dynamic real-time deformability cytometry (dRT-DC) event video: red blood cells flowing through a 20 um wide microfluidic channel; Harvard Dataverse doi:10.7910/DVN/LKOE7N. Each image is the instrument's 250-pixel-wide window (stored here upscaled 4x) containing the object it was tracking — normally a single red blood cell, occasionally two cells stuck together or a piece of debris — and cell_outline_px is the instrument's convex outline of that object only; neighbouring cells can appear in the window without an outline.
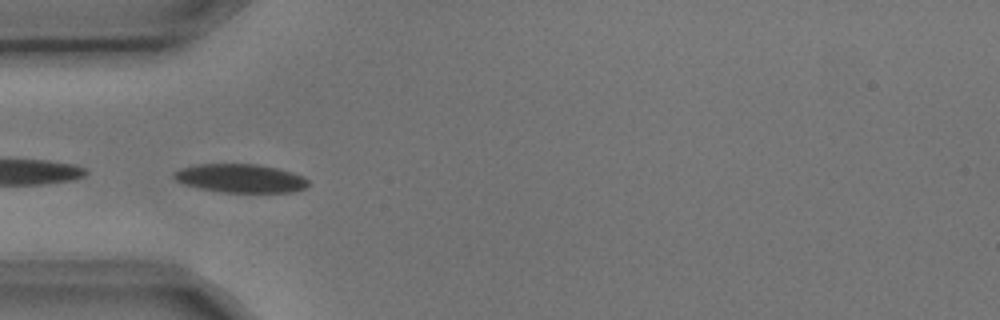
{"species": "common noctule bat (a hibernating species)", "species_latin": "Nyctalus noctula", "temperature_condition": "cold", "stored_images_in_passage": 8, "camera_frame_rate_fps": 3000, "um_per_image_px": 0.085, "animal": {"sex": "male", "body_mass_g": 17.9, "forearm_length_mm": 54.2}, "frame": {"image": 1, "passage_image": 3, "time_ms": 0.667, "image_size_px": [1000, 320], "cell_outline_px": [[308, 188], [292, 192], [220, 192], [200, 188], [184, 184], [176, 180], [172, 176], [172, 172], [180, 168], [196, 164], [256, 164], [276, 168], [292, 172], [304, 176], [308, 180]], "centroid_in_image_um": [20.43, 15.15], "position_along_channel_um": 64.6, "area_um2": 22.48}}
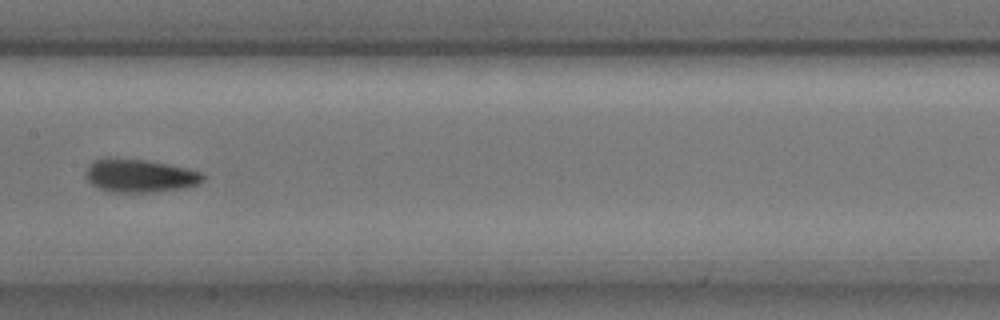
{"frame": {"image": 2, "passage_image": 6, "time_ms": 1.667, "image_size_px": [1000, 320], "cell_outline_px": [[204, 180], [200, 184], [184, 188], [156, 192], [108, 192], [92, 184], [84, 176], [84, 172], [88, 164], [92, 160], [108, 156], [148, 160], [188, 168], [200, 172], [204, 176]], "centroid_in_image_um": [11.83, 14.91], "position_along_channel_um": 195.6, "area_um2": 23.29}}
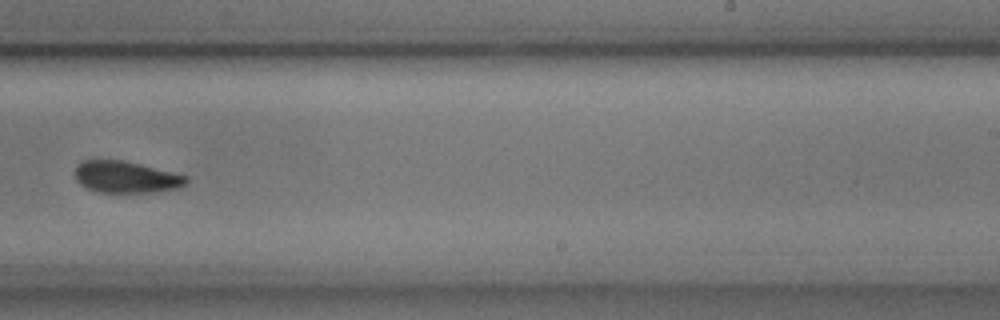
{"frame": {"image": 3, "passage_image": 8, "time_ms": 2.333, "image_size_px": [1000, 320], "cell_outline_px": [[188, 180], [180, 188], [152, 192], [92, 192], [84, 188], [76, 180], [76, 164], [84, 160], [124, 160], [188, 176]], "centroid_in_image_um": [10.67, 15.05], "position_along_channel_um": 278.3, "area_um2": 20.63}}